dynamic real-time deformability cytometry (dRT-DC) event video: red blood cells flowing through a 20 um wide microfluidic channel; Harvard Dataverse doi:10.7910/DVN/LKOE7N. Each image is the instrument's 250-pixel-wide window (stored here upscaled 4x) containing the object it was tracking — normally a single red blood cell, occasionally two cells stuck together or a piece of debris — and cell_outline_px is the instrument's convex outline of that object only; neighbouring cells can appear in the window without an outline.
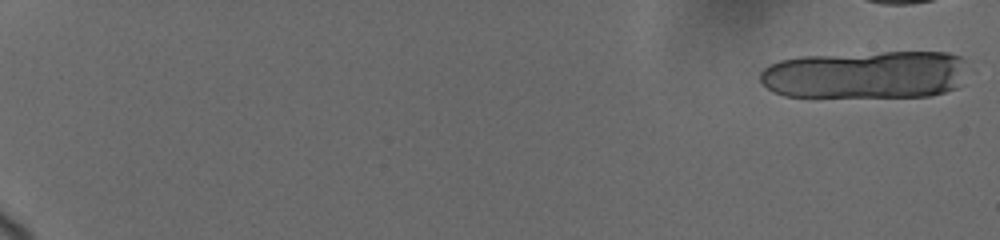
{"species": "human", "species_latin": "Homo sapiens", "temperature_condition": "cold", "stored_images_in_passage": 13, "camera_frame_rate_fps": 3000, "um_per_image_px": 0.085, "donor": {"sex": "female"}, "frame": {"image": 1, "passage_image": 1, "time_ms": 0.0, "image_size_px": [1000, 240], "cell_outline_px": [[964, 60], [956, 88], [944, 92], [928, 96], [816, 100], [784, 96], [772, 92], [760, 80], [760, 72], [764, 68], [780, 60], [800, 56], [884, 52], [948, 52], [960, 56]], "centroid_in_image_um": [73.44, 6.41], "position_along_channel_um": 11.6, "area_um2": 59.53}}